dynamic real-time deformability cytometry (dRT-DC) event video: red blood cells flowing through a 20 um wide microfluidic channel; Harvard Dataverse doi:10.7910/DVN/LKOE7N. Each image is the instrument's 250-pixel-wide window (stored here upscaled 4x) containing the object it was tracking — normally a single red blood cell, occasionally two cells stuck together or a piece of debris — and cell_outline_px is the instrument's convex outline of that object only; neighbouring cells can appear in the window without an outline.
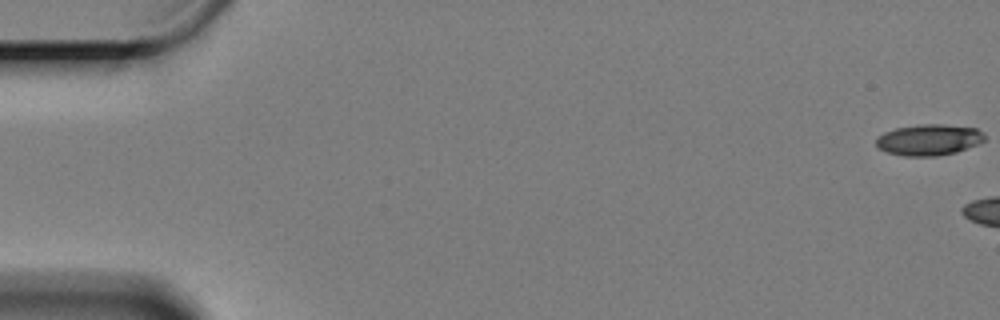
{"species": "Egyptian fruit bat (a non-hibernating species)", "species_latin": "Rousettus aegyptiacus", "temperature_condition": "cold", "stored_images_in_passage": 6, "camera_frame_rate_fps": 3000, "um_per_image_px": 0.085, "animal": {"sex": "female"}, "frame": {"image": 1, "passage_image": 1, "time_ms": 0.0, "image_size_px": [1000, 320], "cell_outline_px": [[984, 140], [976, 144], [956, 152], [936, 156], [904, 156], [884, 152], [876, 148], [876, 140], [884, 132], [896, 128], [920, 124], [944, 124], [976, 128], [984, 136]], "centroid_in_image_um": [78.9, 11.89], "position_along_channel_um": 6.1, "area_um2": 19.59}}